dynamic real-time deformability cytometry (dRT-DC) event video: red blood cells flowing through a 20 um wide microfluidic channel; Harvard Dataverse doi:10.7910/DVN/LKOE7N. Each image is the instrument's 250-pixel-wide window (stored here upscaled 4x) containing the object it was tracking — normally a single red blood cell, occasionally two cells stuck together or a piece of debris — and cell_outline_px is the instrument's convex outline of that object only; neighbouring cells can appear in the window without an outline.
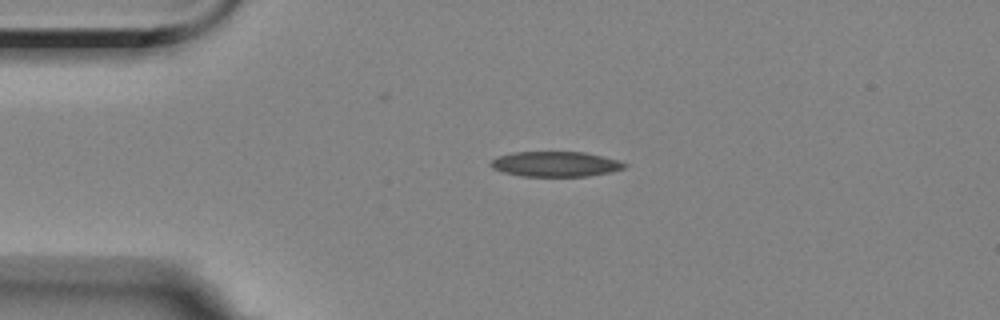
{"species": "Egyptian fruit bat (a non-hibernating species)", "species_latin": "Rousettus aegyptiacus", "temperature_condition": "room temperature", "stored_images_in_passage": 9, "camera_frame_rate_fps": 3000, "um_per_image_px": 0.085, "animal": {"sex": "female"}, "frame": {"image": 1, "passage_image": 1, "time_ms": 0.0, "image_size_px": [1000, 320], "cell_outline_px": [[628, 164], [624, 168], [612, 172], [588, 176], [520, 176], [504, 172], [492, 168], [488, 164], [496, 156], [512, 152], [584, 152], [620, 160]], "centroid_in_image_um": [47.21, 13.94], "position_along_channel_um": 37.8, "area_um2": 19.77}}
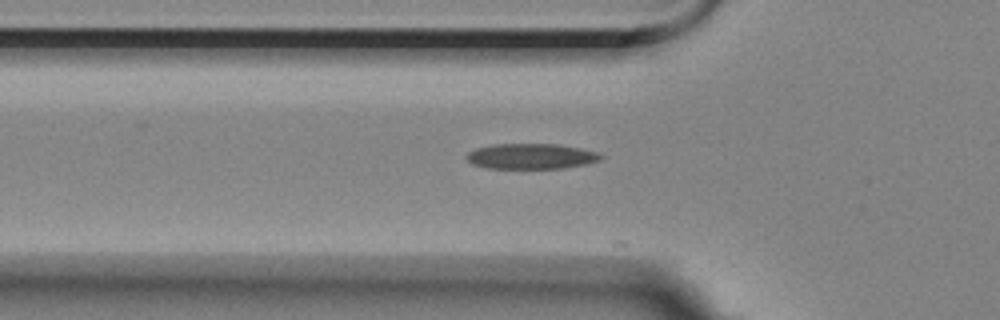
{"frame": {"image": 2, "passage_image": 7, "time_ms": 2.0, "image_size_px": [1000, 320], "cell_outline_px": [[604, 156], [600, 160], [584, 164], [564, 168], [488, 168], [472, 164], [464, 156], [468, 152], [476, 148], [492, 144], [556, 144], [580, 148], [596, 152]], "centroid_in_image_um": [45.11, 13.28], "position_along_channel_um": 80.7, "area_um2": 19.83}}